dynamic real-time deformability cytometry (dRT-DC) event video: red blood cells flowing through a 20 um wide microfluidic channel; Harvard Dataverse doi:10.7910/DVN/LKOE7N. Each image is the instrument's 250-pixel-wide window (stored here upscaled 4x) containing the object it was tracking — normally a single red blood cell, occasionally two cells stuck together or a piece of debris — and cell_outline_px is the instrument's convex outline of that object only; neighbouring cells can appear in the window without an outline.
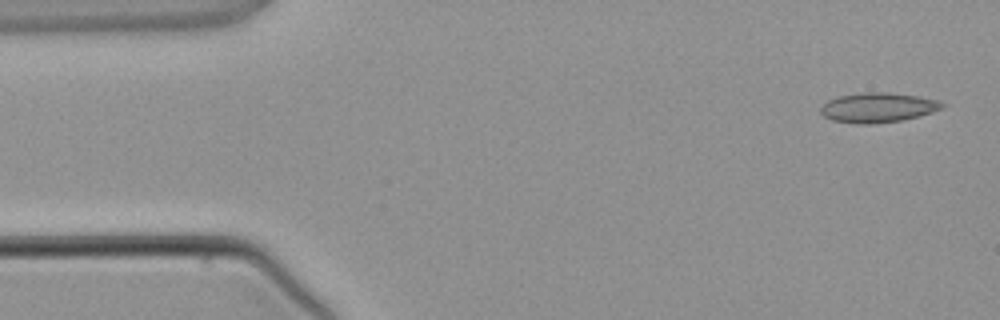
{"species": "common noctule bat (a hibernating species)", "species_latin": "Nyctalus noctula", "temperature_condition": "warm", "stored_images_in_passage": 3, "camera_frame_rate_fps": 3000, "um_per_image_px": 0.085, "animal": {"sex": "male", "body_mass_g": 21.5, "forearm_length_mm": 52.0}, "frame": {"image": 1, "passage_image": 1, "time_ms": 0.0, "image_size_px": [1000, 320], "cell_outline_px": [[948, 104], [944, 108], [920, 116], [900, 120], [872, 124], [856, 124], [832, 120], [824, 116], [820, 112], [820, 108], [828, 100], [840, 96], [864, 92], [888, 92], [916, 96], [936, 100]], "centroid_in_image_um": [74.64, 9.15], "position_along_channel_um": 10.4, "area_um2": 21.04}}
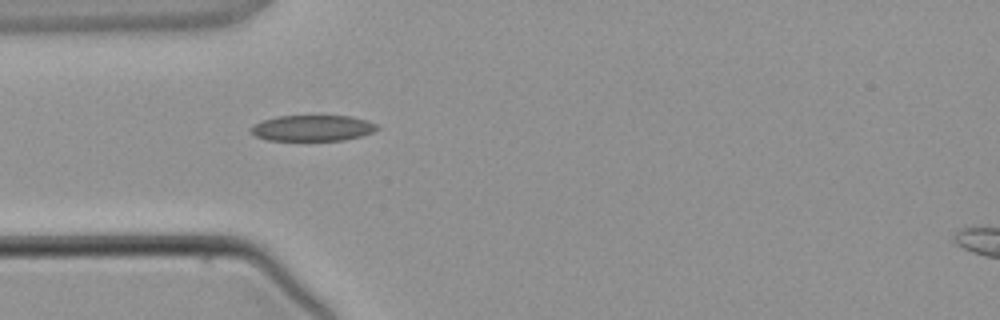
{"frame": {"image": 2, "passage_image": 3, "time_ms": 3.333, "image_size_px": [1000, 320], "cell_outline_px": [[380, 128], [372, 132], [360, 136], [344, 140], [268, 140], [256, 136], [252, 132], [252, 124], [276, 116], [352, 116], [376, 124]], "centroid_in_image_um": [26.57, 10.88], "position_along_channel_um": 58.4, "area_um2": 18.84}}